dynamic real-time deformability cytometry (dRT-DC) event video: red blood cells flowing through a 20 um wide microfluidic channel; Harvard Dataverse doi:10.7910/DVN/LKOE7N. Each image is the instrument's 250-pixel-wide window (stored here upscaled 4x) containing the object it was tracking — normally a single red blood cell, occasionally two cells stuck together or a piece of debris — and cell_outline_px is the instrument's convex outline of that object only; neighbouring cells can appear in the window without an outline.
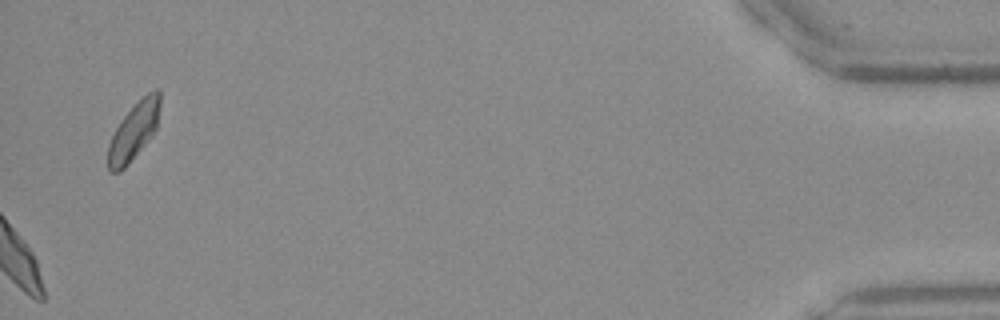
{"species": "Egyptian fruit bat (a non-hibernating species)", "species_latin": "Rousettus aegyptiacus", "temperature_condition": "warm", "stored_images_in_passage": 41, "camera_frame_rate_fps": 3000, "um_per_image_px": 0.085, "frame": {"image": 1, "passage_image": 41, "time_ms": 13.333, "image_size_px": [1000, 320], "cell_outline_px": [[160, 104], [156, 128], [152, 136], [128, 164], [120, 172], [108, 172], [108, 144], [120, 120], [148, 92], [156, 88], [160, 88]], "centroid_in_image_um": [11.37, 11.17], "position_along_channel_um": 423.8, "area_um2": 17.17}}